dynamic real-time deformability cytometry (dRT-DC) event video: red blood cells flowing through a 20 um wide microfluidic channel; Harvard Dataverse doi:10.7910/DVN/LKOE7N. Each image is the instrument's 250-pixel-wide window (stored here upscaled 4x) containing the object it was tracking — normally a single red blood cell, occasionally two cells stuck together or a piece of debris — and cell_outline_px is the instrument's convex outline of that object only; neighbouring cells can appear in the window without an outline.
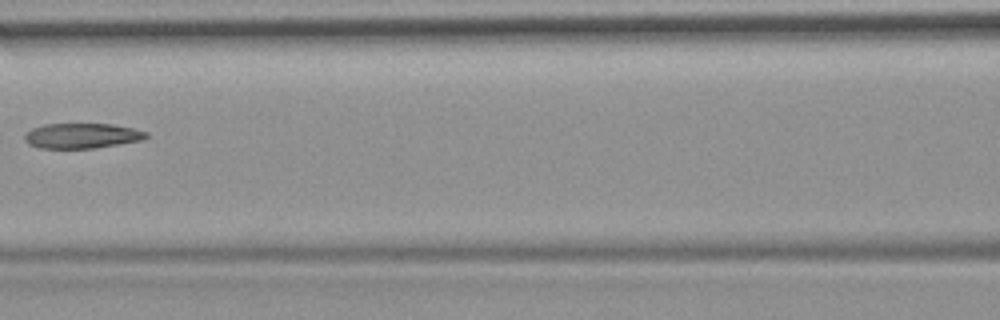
{"species": "common noctule bat (a hibernating species)", "species_latin": "Nyctalus noctula", "temperature_condition": "room temperature", "stored_images_in_passage": 8, "camera_frame_rate_fps": 3000, "um_per_image_px": 0.085, "animal": {"sex": "female", "body_mass_g": 19.9}, "frame": {"image": 1, "passage_image": 7, "time_ms": 7.667, "image_size_px": [1000, 320], "cell_outline_px": [[148, 136], [140, 140], [96, 148], [40, 148], [28, 144], [24, 140], [24, 136], [32, 128], [44, 124], [112, 124], [132, 128], [148, 132]], "centroid_in_image_um": [6.94, 11.54], "position_along_channel_um": 159.7, "area_um2": 17.69}}
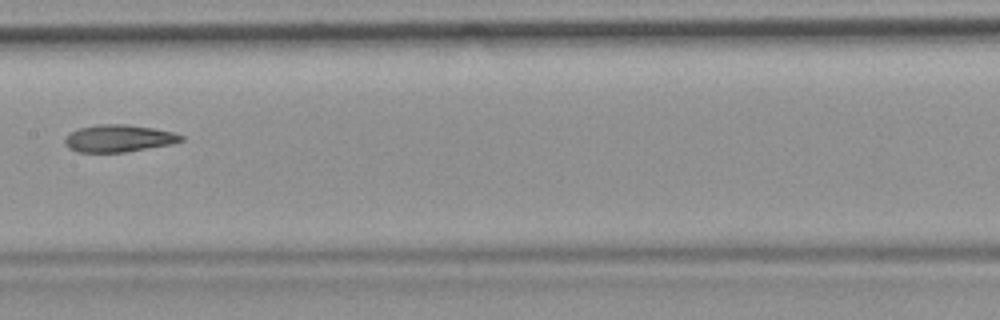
{"frame": {"image": 2, "passage_image": 8, "time_ms": 8.667, "image_size_px": [1000, 320], "cell_outline_px": [[184, 140], [172, 144], [124, 152], [76, 152], [68, 148], [64, 144], [64, 140], [72, 132], [80, 128], [100, 124], [124, 124], [152, 128], [172, 132], [184, 136]], "centroid_in_image_um": [10.09, 11.77], "position_along_channel_um": 197.3, "area_um2": 18.26}}